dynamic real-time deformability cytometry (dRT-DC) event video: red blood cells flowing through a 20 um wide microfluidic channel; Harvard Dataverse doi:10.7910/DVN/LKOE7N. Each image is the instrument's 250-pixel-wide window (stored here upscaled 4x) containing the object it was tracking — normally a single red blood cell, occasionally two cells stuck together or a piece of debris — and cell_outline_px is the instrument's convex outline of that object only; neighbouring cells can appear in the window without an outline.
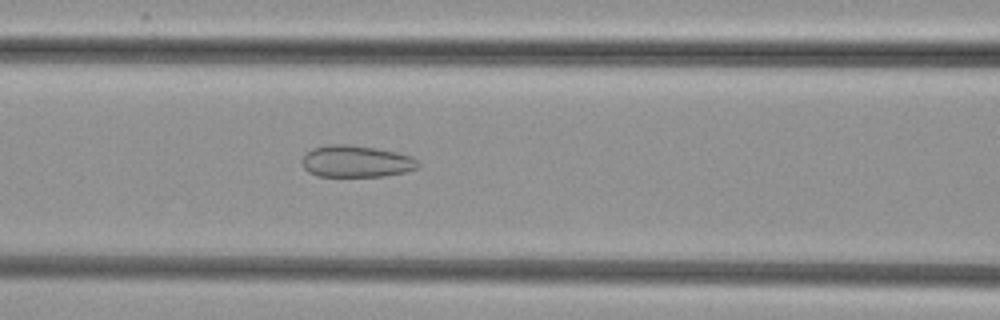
{"species": "common noctule bat (a hibernating species)", "species_latin": "Nyctalus noctula", "temperature_condition": "cold", "stored_images_in_passage": 38, "camera_frame_rate_fps": 3000, "um_per_image_px": 0.085, "animal": {"sex": "female", "body_mass_g": 29.2, "forearm_length_mm": 56.3}, "frame": {"image": 1, "passage_image": 8, "time_ms": 2.333, "image_size_px": [1000, 320], "cell_outline_px": [[420, 164], [416, 168], [404, 172], [384, 176], [316, 176], [308, 172], [304, 168], [300, 160], [312, 148], [332, 144], [348, 144], [376, 148], [396, 152], [412, 156]], "centroid_in_image_um": [30.25, 13.71], "position_along_channel_um": 136.4, "area_um2": 21.5}}
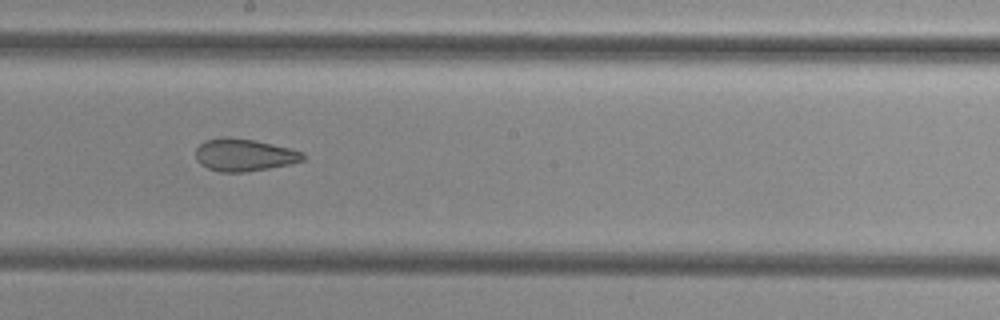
{"frame": {"image": 2, "passage_image": 15, "time_ms": 4.667, "image_size_px": [1000, 320], "cell_outline_px": [[308, 156], [304, 160], [288, 164], [268, 168], [244, 172], [220, 172], [208, 168], [200, 164], [196, 160], [196, 148], [204, 140], [224, 136], [228, 136], [256, 140], [292, 148], [304, 152]], "centroid_in_image_um": [20.77, 13.15], "position_along_channel_um": 227.4, "area_um2": 20.58}}
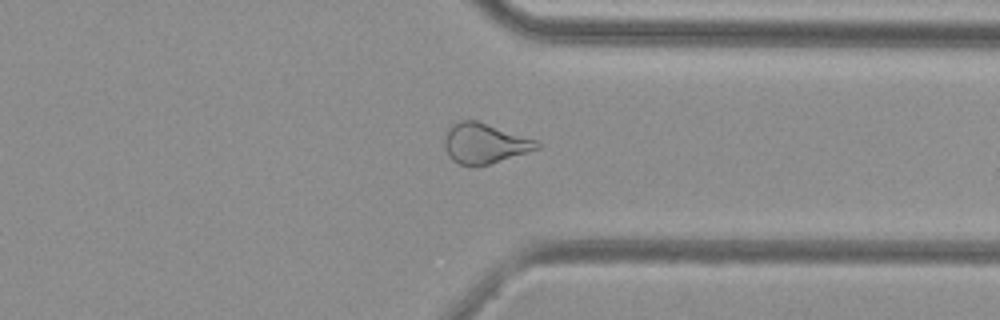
{"frame": {"image": 3, "passage_image": 26, "time_ms": 8.333, "image_size_px": [1000, 320], "cell_outline_px": [[540, 148], [488, 164], [460, 164], [452, 160], [448, 156], [444, 144], [444, 140], [448, 128], [452, 124], [460, 120], [476, 120], [536, 140], [540, 144]], "centroid_in_image_um": [41.16, 12.16], "position_along_channel_um": 370.2, "area_um2": 21.15}}